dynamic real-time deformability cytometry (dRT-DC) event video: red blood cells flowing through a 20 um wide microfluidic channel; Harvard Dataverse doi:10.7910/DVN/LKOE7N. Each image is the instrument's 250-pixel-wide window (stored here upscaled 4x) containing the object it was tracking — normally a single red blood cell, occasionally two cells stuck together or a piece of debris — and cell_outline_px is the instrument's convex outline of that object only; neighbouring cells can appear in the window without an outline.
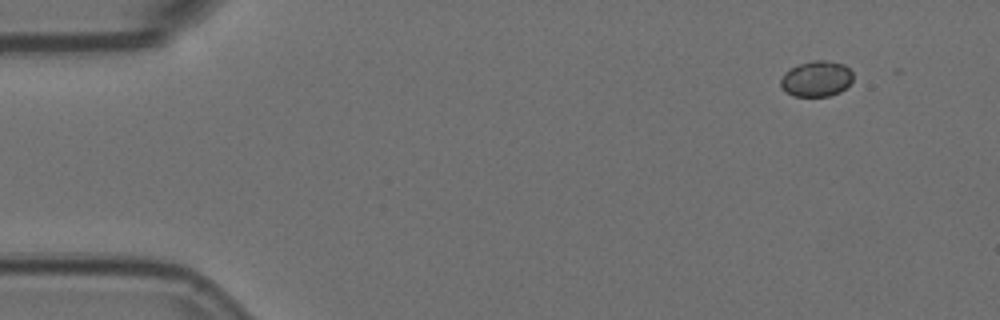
{"species": "Egyptian fruit bat (a non-hibernating species)", "species_latin": "Rousettus aegyptiacus", "temperature_condition": "room temperature", "stored_images_in_passage": 5, "segment_of_instrument_passage": [2, 2], "camera_frame_rate_fps": 3000, "um_per_image_px": 0.085, "animal": {"sex": "female"}, "frame": {"image": 1, "passage_image": 5, "time_ms": 1.333, "image_size_px": [1000, 320], "cell_outline_px": [[852, 80], [840, 92], [828, 96], [792, 96], [780, 88], [780, 80], [784, 72], [800, 64], [812, 60], [824, 60], [844, 64], [852, 72]], "centroid_in_image_um": [69.36, 6.7], "position_along_channel_um": 15.6, "area_um2": 15.03}}